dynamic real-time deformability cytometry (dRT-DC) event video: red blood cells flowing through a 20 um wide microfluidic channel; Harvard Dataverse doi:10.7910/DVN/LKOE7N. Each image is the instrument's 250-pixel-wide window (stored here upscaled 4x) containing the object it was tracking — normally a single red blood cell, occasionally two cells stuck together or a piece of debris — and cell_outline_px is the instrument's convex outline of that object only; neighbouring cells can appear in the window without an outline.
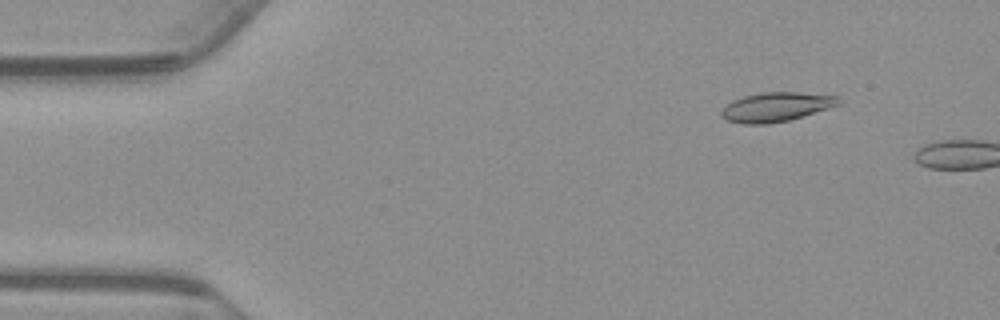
{"species": "common noctule bat (a hibernating species)", "species_latin": "Nyctalus noctula", "temperature_condition": "warm", "stored_images_in_passage": 8, "camera_frame_rate_fps": 3000, "um_per_image_px": 0.085, "animal": {"sex": "male", "body_mass_g": 23.1, "forearm_length_mm": 52.7}, "frame": {"image": 1, "passage_image": 6, "time_ms": 1.667, "image_size_px": [1000, 320], "cell_outline_px": [[840, 104], [828, 108], [788, 120], [768, 124], [744, 124], [728, 120], [720, 116], [720, 108], [724, 104], [732, 100], [744, 96], [760, 92], [800, 92], [836, 96]], "centroid_in_image_um": [65.87, 9.08], "position_along_channel_um": 19.1, "area_um2": 19.94}}